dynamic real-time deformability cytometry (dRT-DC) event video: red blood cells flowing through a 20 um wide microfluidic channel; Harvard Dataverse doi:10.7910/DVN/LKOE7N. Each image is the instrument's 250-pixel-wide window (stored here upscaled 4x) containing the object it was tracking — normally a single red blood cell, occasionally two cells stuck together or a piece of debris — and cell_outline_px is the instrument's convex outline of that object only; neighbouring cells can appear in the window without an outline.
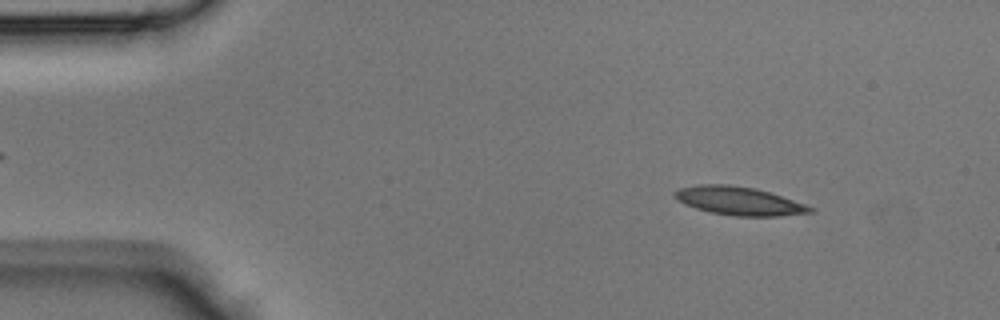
{"species": "Egyptian fruit bat (a non-hibernating species)", "species_latin": "Rousettus aegyptiacus", "temperature_condition": "room temperature", "stored_images_in_passage": 43, "camera_frame_rate_fps": 3000, "um_per_image_px": 0.085, "animal": {"sex": "male"}, "frame": {"image": 1, "passage_image": 5, "time_ms": 1.333, "image_size_px": [1000, 320], "cell_outline_px": [[816, 212], [780, 216], [732, 216], [712, 212], [696, 208], [684, 204], [672, 192], [676, 188], [696, 184], [728, 184], [756, 188], [816, 208]], "centroid_in_image_um": [62.81, 17.07], "position_along_channel_um": 22.2, "area_um2": 22.43}}
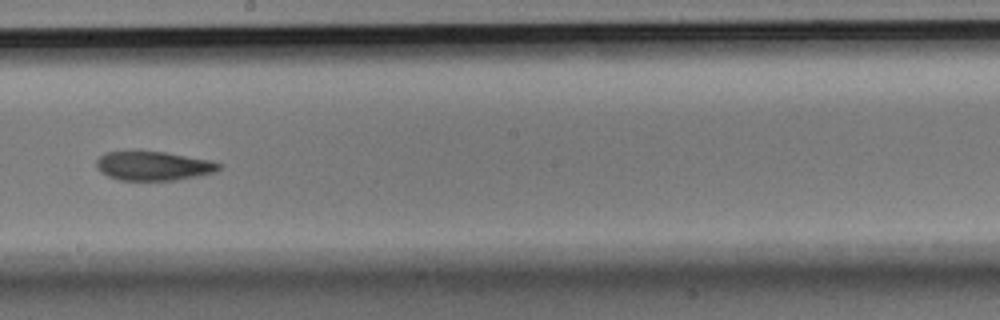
{"frame": {"image": 2, "passage_image": 24, "time_ms": 7.667, "image_size_px": [1000, 320], "cell_outline_px": [[224, 164], [216, 172], [176, 180], [120, 180], [108, 176], [100, 172], [96, 168], [96, 160], [104, 152], [164, 152], [212, 160]], "centroid_in_image_um": [13.06, 14.11], "position_along_channel_um": 235.1, "area_um2": 20.75}}
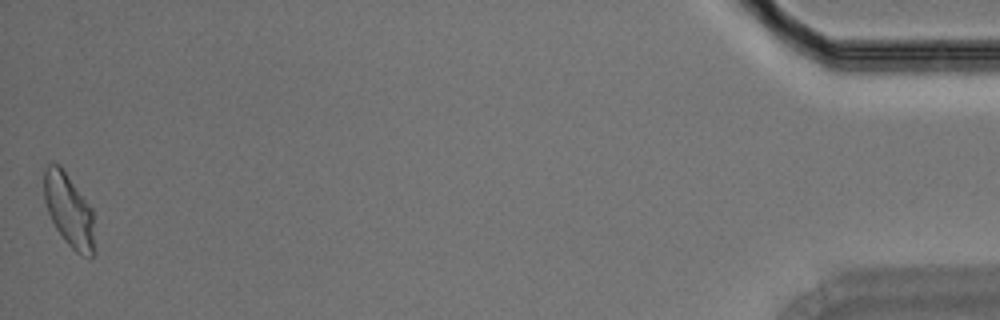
{"frame": {"image": 3, "passage_image": 43, "time_ms": 14.0, "image_size_px": [1000, 320], "cell_outline_px": [[96, 252], [92, 256], [80, 256], [64, 240], [56, 228], [48, 212], [44, 200], [44, 168], [48, 164], [60, 164], [92, 208]], "centroid_in_image_um": [5.88, 17.9], "position_along_channel_um": 429.3, "area_um2": 21.73}}